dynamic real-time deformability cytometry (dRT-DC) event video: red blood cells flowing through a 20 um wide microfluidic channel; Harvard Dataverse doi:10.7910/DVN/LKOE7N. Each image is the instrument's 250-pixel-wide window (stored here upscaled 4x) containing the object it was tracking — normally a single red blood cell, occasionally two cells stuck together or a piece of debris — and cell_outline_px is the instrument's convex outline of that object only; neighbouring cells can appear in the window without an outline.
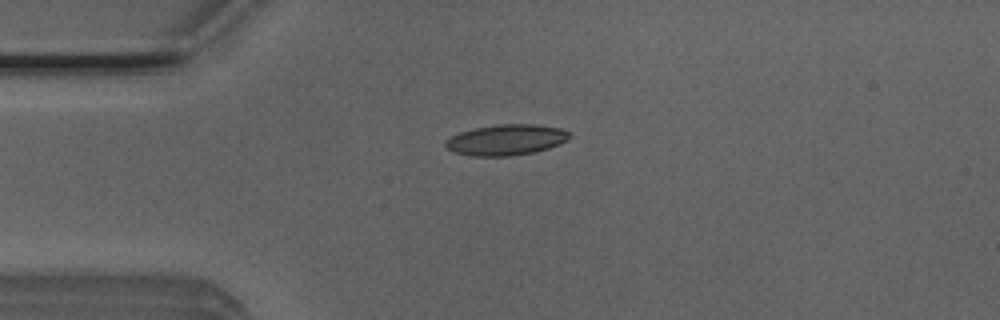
{"species": "Egyptian fruit bat (a non-hibernating species)", "species_latin": "Rousettus aegyptiacus", "temperature_condition": "room temperature", "stored_images_in_passage": 3, "camera_frame_rate_fps": 3000, "um_per_image_px": 0.085, "animal": {"sex": "male"}, "frame": {"image": 1, "passage_image": 1, "time_ms": 0.0, "image_size_px": [1000, 320], "cell_outline_px": [[572, 136], [568, 140], [548, 148], [536, 152], [512, 156], [472, 156], [456, 152], [448, 148], [444, 144], [444, 140], [460, 132], [476, 128], [496, 124], [536, 124], [564, 128]], "centroid_in_image_um": [43.07, 11.88], "position_along_channel_um": 41.9, "area_um2": 22.37}}
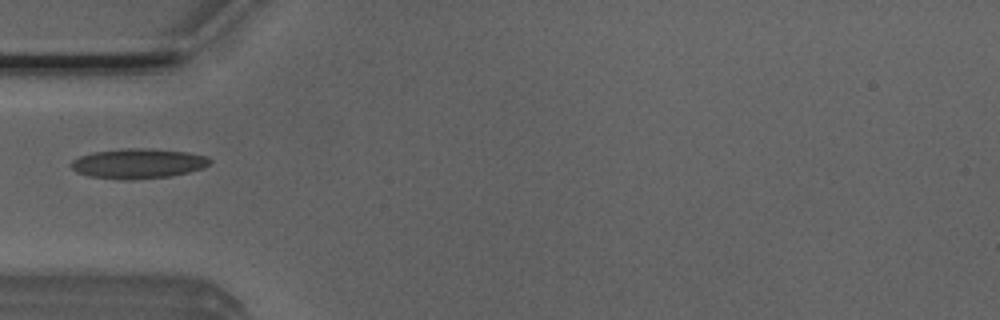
{"frame": {"image": 2, "passage_image": 2, "time_ms": 0.333, "image_size_px": [1000, 320], "cell_outline_px": [[212, 160], [204, 168], [172, 176], [128, 180], [124, 180], [88, 176], [76, 172], [68, 164], [72, 160], [80, 156], [92, 152], [120, 148], [152, 148], [188, 152], [208, 156]], "centroid_in_image_um": [11.73, 13.89], "position_along_channel_um": 73.3, "area_um2": 24.57}}